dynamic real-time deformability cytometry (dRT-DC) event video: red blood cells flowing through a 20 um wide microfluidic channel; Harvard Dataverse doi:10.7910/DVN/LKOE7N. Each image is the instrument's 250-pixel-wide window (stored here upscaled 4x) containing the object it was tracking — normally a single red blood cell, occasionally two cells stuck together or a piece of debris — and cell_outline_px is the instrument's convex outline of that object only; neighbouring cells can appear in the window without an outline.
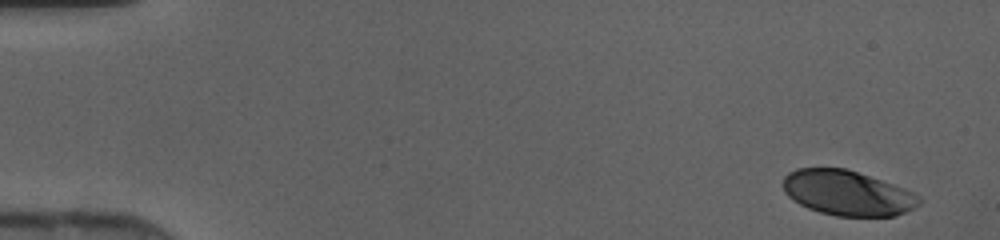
{"species": "human", "species_latin": "Homo sapiens", "temperature_condition": "cold", "stored_images_in_passage": 45, "camera_frame_rate_fps": 3000, "um_per_image_px": 0.085, "donor": {"sex": "female"}, "frame": {"image": 1, "passage_image": 1, "time_ms": 0.0, "image_size_px": [1000, 240], "cell_outline_px": [[920, 204], [896, 216], [836, 216], [820, 212], [808, 208], [792, 200], [784, 192], [784, 176], [788, 172], [796, 168], [844, 168], [904, 188], [920, 196]], "centroid_in_image_um": [72.0, 16.41], "position_along_channel_um": 13.0, "area_um2": 35.43}}
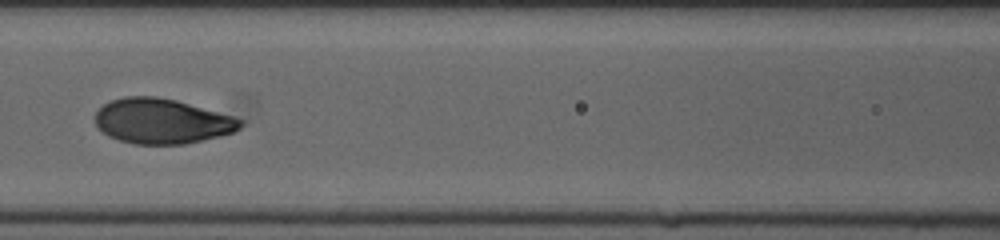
{"frame": {"image": 2, "passage_image": 20, "time_ms": 6.333, "image_size_px": [1000, 240], "cell_outline_px": [[244, 124], [240, 128], [232, 132], [220, 136], [184, 144], [132, 144], [108, 136], [96, 128], [96, 112], [104, 104], [112, 100], [124, 96], [156, 96], [176, 100], [232, 116], [244, 120]], "centroid_in_image_um": [13.75, 10.3], "position_along_channel_um": 152.9, "area_um2": 38.09}}
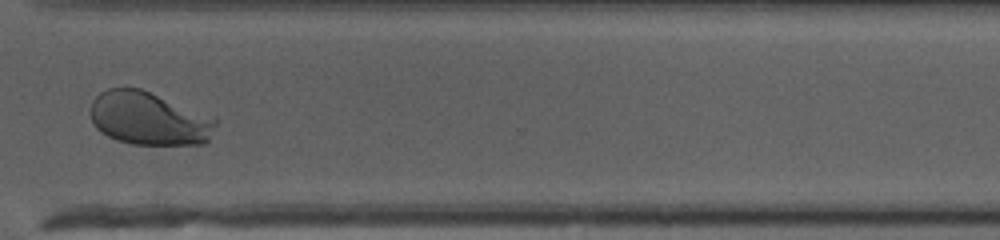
{"frame": {"image": 3, "passage_image": 34, "time_ms": 11.0, "image_size_px": [1000, 240], "cell_outline_px": [[216, 124], [208, 140], [204, 144], [132, 144], [116, 140], [100, 132], [96, 128], [88, 112], [88, 108], [92, 100], [100, 92], [108, 88], [140, 88], [216, 116]], "centroid_in_image_um": [12.65, 10.06], "position_along_channel_um": 358.0, "area_um2": 39.36}}